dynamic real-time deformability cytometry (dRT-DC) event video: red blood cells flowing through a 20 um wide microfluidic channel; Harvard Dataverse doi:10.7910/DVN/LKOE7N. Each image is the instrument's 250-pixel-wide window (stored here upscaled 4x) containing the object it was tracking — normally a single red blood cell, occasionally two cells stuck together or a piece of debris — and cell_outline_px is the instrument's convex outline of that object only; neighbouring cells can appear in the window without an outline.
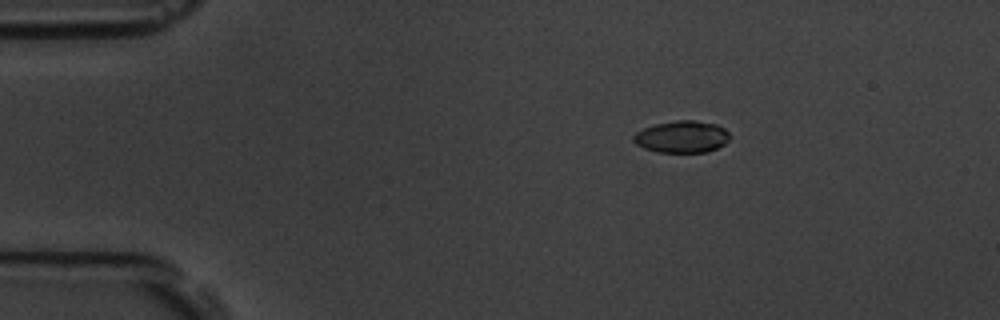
{"species": "common noctule bat (a hibernating species)", "species_latin": "Nyctalus noctula", "temperature_condition": "room temperature", "stored_images_in_passage": 5, "camera_frame_rate_fps": 3000, "um_per_image_px": 0.085, "animal": {"sex": "male", "body_mass_g": 19.5, "forearm_length_mm": 54.6}, "frame": {"image": 1, "passage_image": 3, "time_ms": 3.0, "image_size_px": [1000, 320], "cell_outline_px": [[728, 140], [724, 144], [708, 152], [656, 152], [644, 148], [636, 144], [632, 140], [632, 136], [636, 132], [644, 128], [656, 124], [676, 120], [696, 120], [716, 124], [724, 128], [728, 132]], "centroid_in_image_um": [57.94, 11.62], "position_along_channel_um": 27.1, "area_um2": 17.92}}